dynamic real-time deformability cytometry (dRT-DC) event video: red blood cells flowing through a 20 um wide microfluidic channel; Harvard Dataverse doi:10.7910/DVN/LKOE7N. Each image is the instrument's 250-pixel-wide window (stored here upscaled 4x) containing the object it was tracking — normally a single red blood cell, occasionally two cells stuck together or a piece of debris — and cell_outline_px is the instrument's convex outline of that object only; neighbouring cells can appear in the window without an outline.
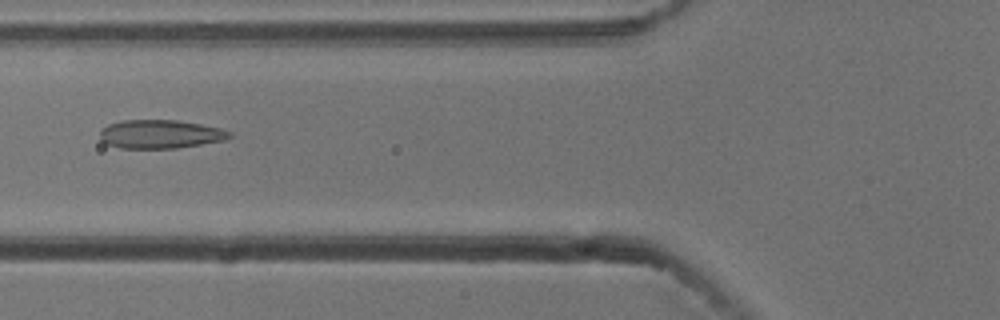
{"species": "common noctule bat (a hibernating species)", "species_latin": "Nyctalus noctula", "temperature_condition": "cold", "stored_images_in_passage": 53, "camera_frame_rate_fps": 3000, "um_per_image_px": 0.085, "animal": {"sex": "male", "body_mass_g": 13.3}, "frame": {"image": 1, "passage_image": 20, "time_ms": 6.333, "image_size_px": [1000, 320], "cell_outline_px": [[232, 136], [224, 140], [176, 148], [120, 148], [108, 144], [100, 140], [100, 132], [108, 124], [120, 120], [176, 120], [200, 124], [220, 128], [232, 132]], "centroid_in_image_um": [13.61, 11.4], "position_along_channel_um": 112.2, "area_um2": 21.5}}
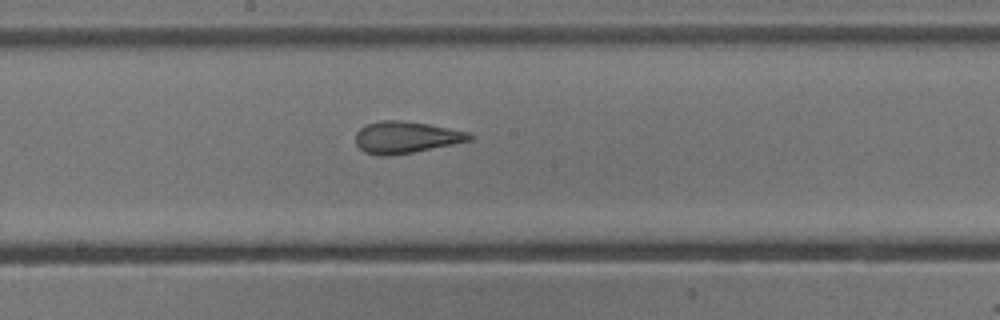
{"frame": {"image": 2, "passage_image": 28, "time_ms": 9.0, "image_size_px": [1000, 320], "cell_outline_px": [[476, 136], [472, 140], [412, 152], [388, 156], [380, 156], [364, 152], [356, 144], [356, 132], [360, 128], [368, 124], [380, 120], [400, 120], [428, 124], [468, 132]], "centroid_in_image_um": [34.5, 11.67], "position_along_channel_um": 213.7, "area_um2": 20.98}}
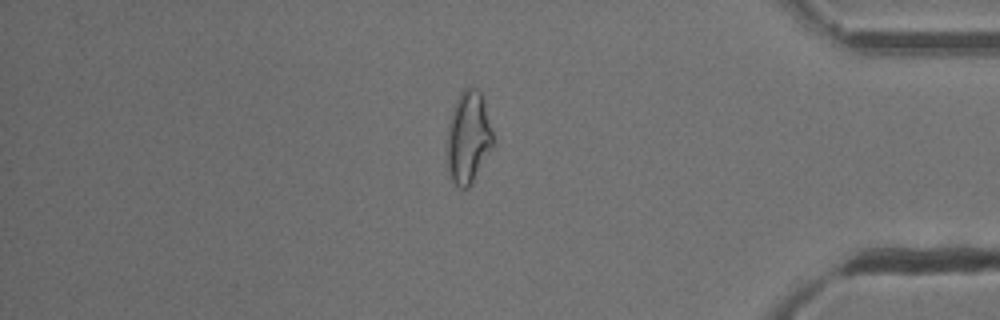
{"frame": {"image": 3, "passage_image": 45, "time_ms": 14.667, "image_size_px": [1000, 320], "cell_outline_px": [[496, 144], [472, 184], [468, 188], [460, 188], [452, 180], [448, 172], [444, 148], [448, 124], [456, 100], [460, 92], [464, 88], [476, 88], [480, 92], [484, 100]], "centroid_in_image_um": [39.8, 11.73], "position_along_channel_um": 395.4, "area_um2": 25.66}, "authors_computed_cell_mechanics": {"area_um2": 23.0044, "velocity_mm_per_s": 3.786, "shape_relaxation_time_tau1_ms": 8.5796, "shape_relaxation_time_tau2_ms": 1.5347, "deformation_change_tau1": 0.2089, "deformation_change_tau2": 0.078}}